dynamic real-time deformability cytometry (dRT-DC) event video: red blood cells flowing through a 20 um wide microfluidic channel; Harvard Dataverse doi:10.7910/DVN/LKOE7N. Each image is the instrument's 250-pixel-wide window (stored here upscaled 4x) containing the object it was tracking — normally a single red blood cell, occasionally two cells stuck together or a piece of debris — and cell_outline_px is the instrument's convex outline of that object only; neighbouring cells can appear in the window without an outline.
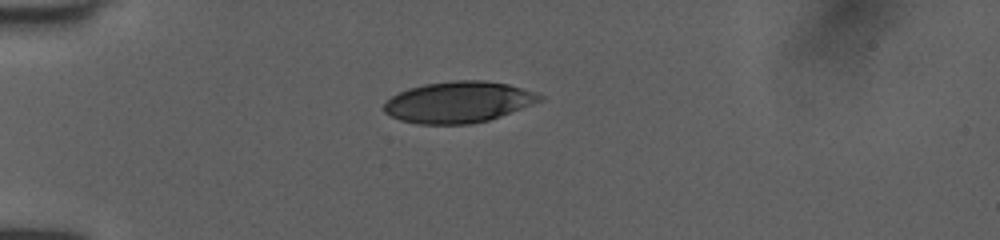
{"species": "human", "species_latin": "Homo sapiens", "temperature_condition": "room temperature", "stored_images_in_passage": 38, "camera_frame_rate_fps": 3000, "um_per_image_px": 0.085, "donor": {"sex": "female"}, "frame": {"image": 1, "passage_image": 1, "time_ms": 0.0, "image_size_px": [1000, 240], "cell_outline_px": [[544, 100], [500, 116], [488, 120], [468, 124], [416, 124], [400, 120], [384, 112], [384, 104], [392, 96], [408, 88], [424, 84], [456, 80], [484, 80], [508, 84], [544, 96]], "centroid_in_image_um": [38.96, 8.68], "position_along_channel_um": 46.0, "area_um2": 37.17}}
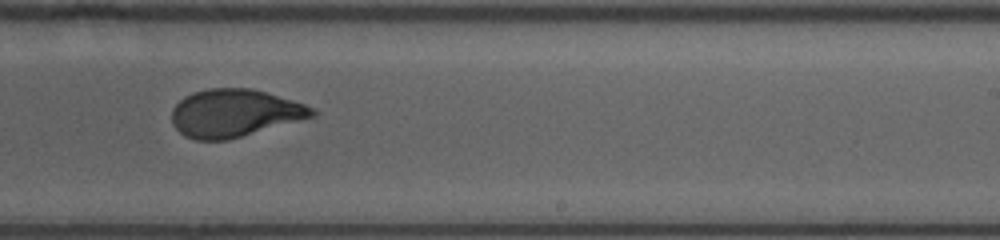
{"frame": {"image": 2, "passage_image": 20, "time_ms": 6.333, "image_size_px": [1000, 240], "cell_outline_px": [[316, 116], [228, 140], [196, 140], [184, 136], [172, 124], [172, 108], [184, 96], [192, 92], [208, 88], [248, 88], [264, 92], [304, 104], [316, 108]], "centroid_in_image_um": [19.91, 9.62], "position_along_channel_um": 269.1, "area_um2": 38.96}}
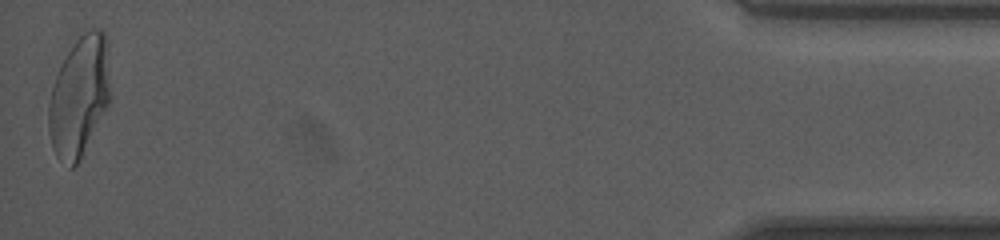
{"frame": {"image": 3, "passage_image": 38, "time_ms": 12.333, "image_size_px": [1000, 240], "cell_outline_px": [[108, 104], [80, 160], [72, 168], [68, 168], [56, 156], [52, 148], [48, 128], [48, 104], [52, 88], [56, 76], [80, 28], [100, 28], [104, 32], [108, 40]], "centroid_in_image_um": [6.72, 8.14], "position_along_channel_um": 428.5, "area_um2": 43.35}, "authors_computed_cell_mechanics": {"area_um2": 39.5352, "velocity_mm_per_s": 4.008, "shape_relaxation_time_tau1_ms": 5.3829, "shape_relaxation_time_tau2_ms": 0.8396, "deformation_change_tau1": 0.1962, "deformation_change_tau2": 0.0704}}